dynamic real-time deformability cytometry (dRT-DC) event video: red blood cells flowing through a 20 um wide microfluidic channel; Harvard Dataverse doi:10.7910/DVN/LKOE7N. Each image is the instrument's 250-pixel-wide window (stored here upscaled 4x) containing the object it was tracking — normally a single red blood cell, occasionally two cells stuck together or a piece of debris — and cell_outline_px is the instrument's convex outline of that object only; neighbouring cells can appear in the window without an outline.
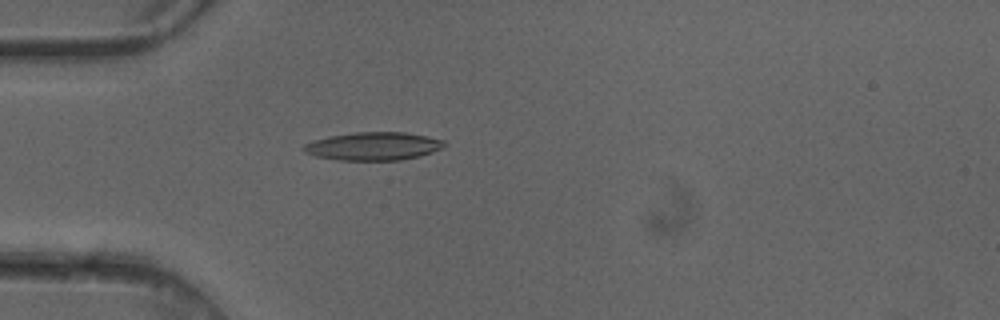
{"species": "common noctule bat (a hibernating species)", "species_latin": "Nyctalus noctula", "temperature_condition": "cold", "stored_images_in_passage": 5, "camera_frame_rate_fps": 3000, "um_per_image_px": 0.085, "animal": {"sex": "female"}, "frame": {"image": 1, "passage_image": 5, "time_ms": 1.333, "image_size_px": [1000, 320], "cell_outline_px": [[448, 144], [444, 148], [420, 156], [400, 160], [336, 160], [316, 156], [304, 152], [300, 148], [304, 144], [312, 140], [328, 136], [352, 132], [404, 132], [428, 136], [444, 140]], "centroid_in_image_um": [31.73, 12.42], "position_along_channel_um": 53.3, "area_um2": 23.41}}